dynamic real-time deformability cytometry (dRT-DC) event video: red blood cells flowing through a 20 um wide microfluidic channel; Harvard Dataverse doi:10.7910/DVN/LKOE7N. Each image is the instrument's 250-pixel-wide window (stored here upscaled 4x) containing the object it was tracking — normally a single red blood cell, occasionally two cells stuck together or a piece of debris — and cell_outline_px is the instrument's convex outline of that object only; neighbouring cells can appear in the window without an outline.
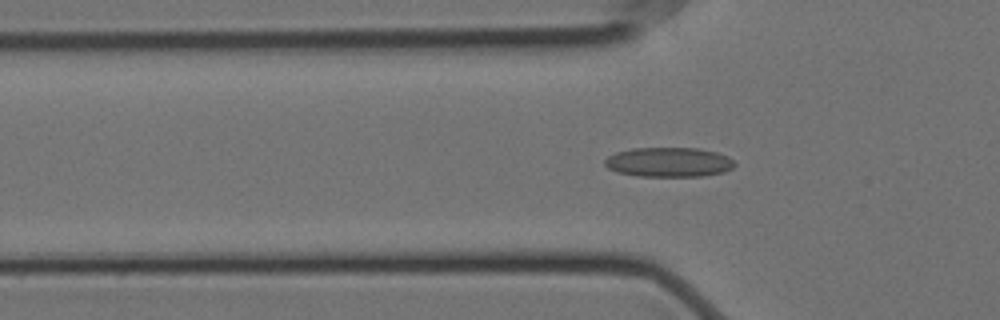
{"species": "Egyptian fruit bat (a non-hibernating species)", "species_latin": "Rousettus aegyptiacus", "temperature_condition": "cold", "stored_images_in_passage": 55, "camera_frame_rate_fps": 3000, "um_per_image_px": 0.085, "animal": {"sex": "female"}, "frame": {"image": 1, "passage_image": 18, "time_ms": 5.667, "image_size_px": [1000, 320], "cell_outline_px": [[736, 164], [732, 168], [724, 172], [700, 176], [636, 176], [616, 172], [608, 168], [604, 164], [604, 160], [608, 156], [616, 152], [632, 148], [696, 148], [716, 152], [728, 156]], "centroid_in_image_um": [56.82, 13.78], "position_along_channel_um": 69.0, "area_um2": 22.43}}
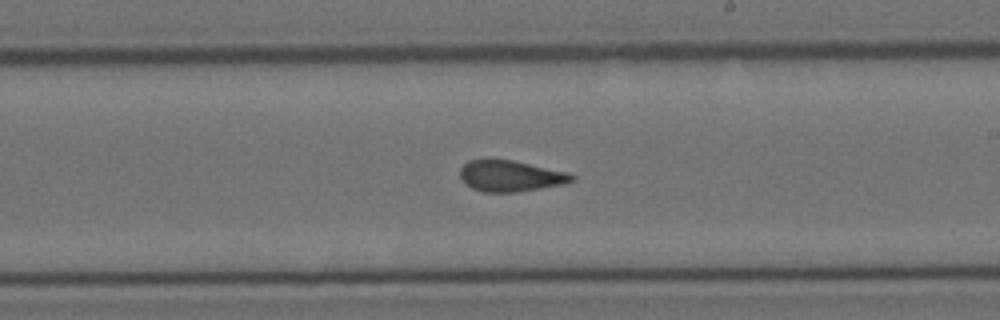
{"frame": {"image": 2, "passage_image": 33, "time_ms": 10.667, "image_size_px": [1000, 320], "cell_outline_px": [[576, 176], [572, 180], [560, 184], [540, 188], [516, 192], [484, 192], [472, 188], [464, 184], [460, 176], [460, 168], [468, 160], [484, 156], [488, 156], [512, 160], [568, 172]], "centroid_in_image_um": [43.28, 14.91], "position_along_channel_um": 245.7, "area_um2": 20.69}}
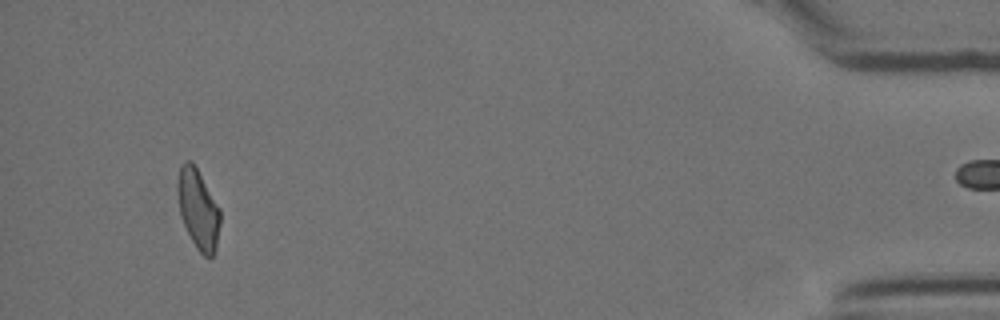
{"frame": {"image": 3, "passage_image": 54, "time_ms": 17.667, "image_size_px": [1000, 320], "cell_outline_px": [[220, 224], [216, 248], [212, 256], [208, 260], [196, 248], [180, 216], [176, 184], [180, 164], [184, 160], [192, 160], [220, 208]], "centroid_in_image_um": [16.83, 17.75], "position_along_channel_um": 418.4, "area_um2": 20.0}}